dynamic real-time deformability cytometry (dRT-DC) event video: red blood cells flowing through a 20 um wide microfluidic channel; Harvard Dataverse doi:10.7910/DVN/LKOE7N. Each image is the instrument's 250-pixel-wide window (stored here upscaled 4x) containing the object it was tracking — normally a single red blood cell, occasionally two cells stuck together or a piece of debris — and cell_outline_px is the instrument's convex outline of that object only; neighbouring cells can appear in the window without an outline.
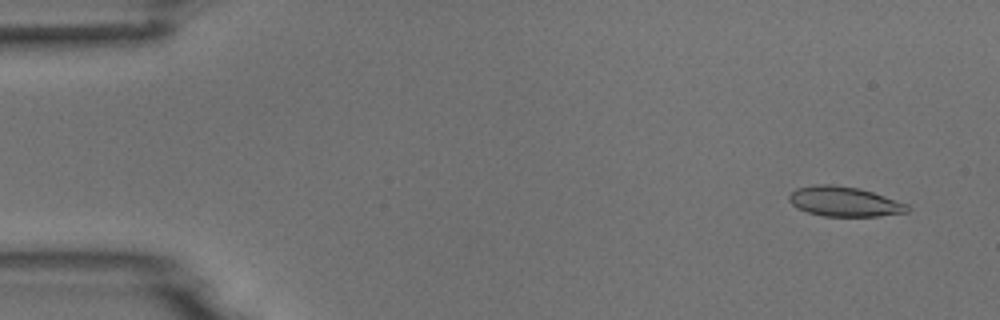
{"species": "common noctule bat (a hibernating species)", "species_latin": "Nyctalus noctula", "temperature_condition": "room temperature", "stored_images_in_passage": 5, "camera_frame_rate_fps": 3000, "um_per_image_px": 0.085, "animal": {"sex": "male", "body_mass_g": 18.8}, "frame": {"image": 1, "passage_image": 2, "time_ms": 1.0, "image_size_px": [1000, 320], "cell_outline_px": [[912, 208], [908, 212], [880, 216], [824, 216], [808, 212], [796, 208], [788, 200], [788, 196], [796, 188], [812, 184], [832, 184], [860, 188], [908, 204]], "centroid_in_image_um": [71.76, 17.13], "position_along_channel_um": 13.2, "area_um2": 20.75}}
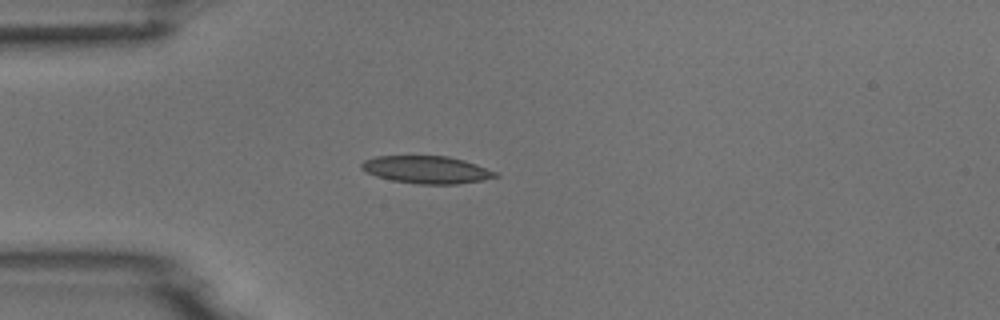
{"frame": {"image": 2, "passage_image": 5, "time_ms": 4.667, "image_size_px": [1000, 320], "cell_outline_px": [[500, 176], [484, 180], [456, 184], [420, 184], [392, 180], [376, 176], [360, 168], [360, 164], [364, 160], [376, 156], [448, 156], [464, 160], [476, 164], [496, 172]], "centroid_in_image_um": [36.27, 14.42], "position_along_channel_um": 48.7, "area_um2": 21.39}}